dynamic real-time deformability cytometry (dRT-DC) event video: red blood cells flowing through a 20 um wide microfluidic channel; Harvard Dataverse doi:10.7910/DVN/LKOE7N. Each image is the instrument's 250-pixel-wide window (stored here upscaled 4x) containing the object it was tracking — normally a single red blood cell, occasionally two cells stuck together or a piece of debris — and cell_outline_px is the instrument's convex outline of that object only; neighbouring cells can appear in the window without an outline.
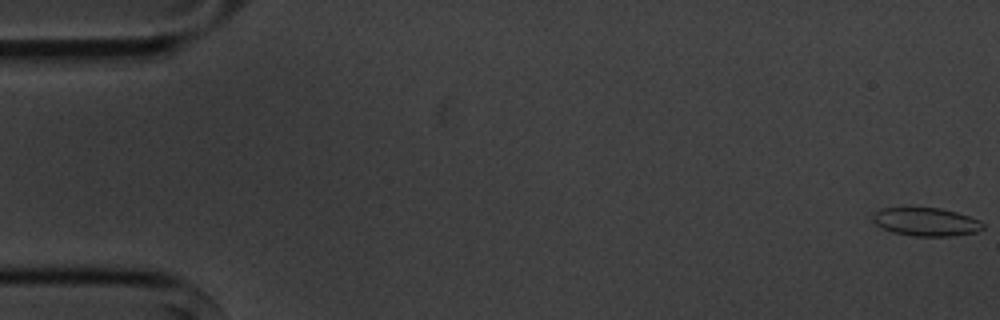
{"species": "common noctule bat (a hibernating species)", "species_latin": "Nyctalus noctula", "temperature_condition": "cold", "stored_images_in_passage": 4, "camera_frame_rate_fps": 3000, "um_per_image_px": 0.085, "animal": {"sex": "male", "body_mass_g": 20.1, "forearm_length_mm": 53.5}, "frame": {"image": 1, "passage_image": 1, "time_ms": 0.0, "image_size_px": [1000, 320], "cell_outline_px": [[984, 228], [976, 232], [952, 236], [916, 236], [892, 232], [876, 224], [872, 220], [872, 216], [876, 212], [884, 208], [940, 208], [956, 212], [980, 220], [984, 224]], "centroid_in_image_um": [78.74, 18.86], "position_along_channel_um": 6.3, "area_um2": 17.98}}